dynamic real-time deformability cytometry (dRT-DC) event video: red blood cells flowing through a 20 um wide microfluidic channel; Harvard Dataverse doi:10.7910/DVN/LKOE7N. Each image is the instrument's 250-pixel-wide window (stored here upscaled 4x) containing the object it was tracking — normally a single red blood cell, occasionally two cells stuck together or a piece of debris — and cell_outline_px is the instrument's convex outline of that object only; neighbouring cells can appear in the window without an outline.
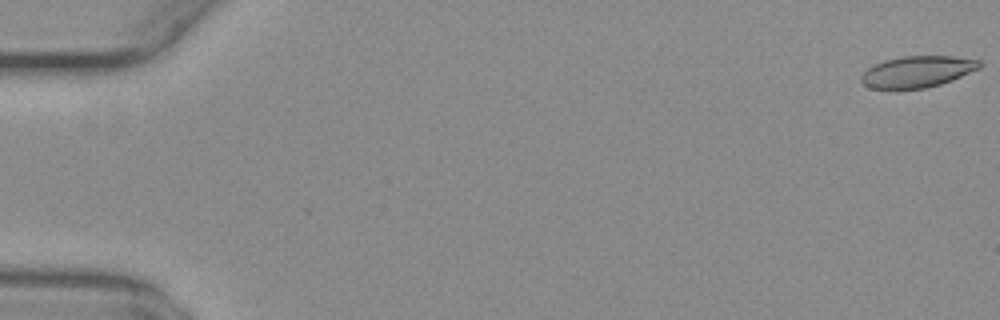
{"species": "common noctule bat (a hibernating species)", "species_latin": "Nyctalus noctula", "temperature_condition": "warm", "stored_images_in_passage": 5, "camera_frame_rate_fps": 3000, "um_per_image_px": 0.085, "animal": {"sex": "female", "body_mass_g": 29.2, "forearm_length_mm": 56.3}, "frame": {"image": 1, "passage_image": 1, "time_ms": 0.0, "image_size_px": [1000, 320], "cell_outline_px": [[984, 64], [980, 68], [952, 80], [940, 84], [924, 88], [896, 92], [872, 88], [864, 84], [860, 80], [860, 76], [872, 64], [884, 60], [900, 56], [952, 56], [980, 60]], "centroid_in_image_um": [77.93, 6.12], "position_along_channel_um": 7.1, "area_um2": 22.37}}